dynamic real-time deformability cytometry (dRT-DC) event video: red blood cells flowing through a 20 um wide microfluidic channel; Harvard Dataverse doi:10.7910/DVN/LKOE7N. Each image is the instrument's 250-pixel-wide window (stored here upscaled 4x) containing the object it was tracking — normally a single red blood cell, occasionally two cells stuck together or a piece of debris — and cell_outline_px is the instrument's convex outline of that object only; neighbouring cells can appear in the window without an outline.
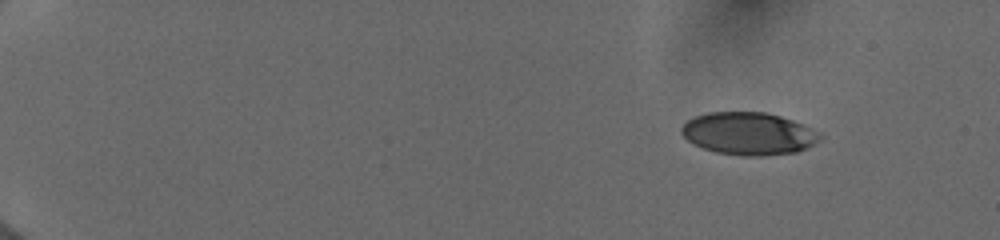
{"species": "human", "species_latin": "Homo sapiens", "temperature_condition": "cold", "stored_images_in_passage": 48, "camera_frame_rate_fps": 3000, "um_per_image_px": 0.085, "donor": {"sex": "female"}, "frame": {"image": 1, "passage_image": 1, "time_ms": 0.0, "image_size_px": [1000, 240], "cell_outline_px": [[820, 140], [796, 152], [764, 156], [740, 156], [716, 152], [704, 148], [688, 140], [680, 132], [680, 128], [688, 120], [696, 116], [708, 112], [764, 112], [780, 116], [792, 120], [808, 128], [820, 136]], "centroid_in_image_um": [63.57, 11.36], "position_along_channel_um": 21.4, "area_um2": 33.81}}
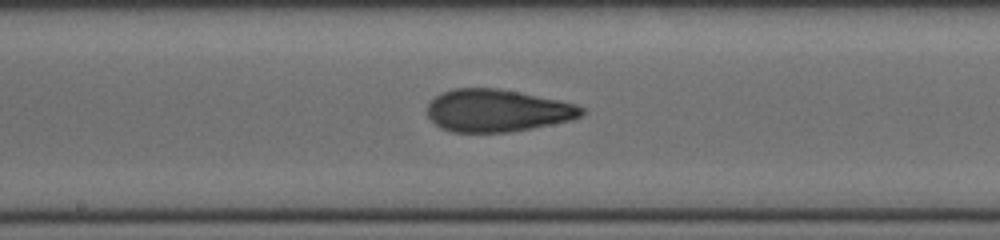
{"frame": {"image": 2, "passage_image": 26, "time_ms": 8.333, "image_size_px": [1000, 240], "cell_outline_px": [[584, 112], [580, 116], [572, 120], [532, 128], [508, 132], [452, 132], [440, 128], [428, 116], [428, 104], [436, 96], [452, 88], [500, 88], [560, 100], [576, 104], [584, 108]], "centroid_in_image_um": [42.28, 9.39], "position_along_channel_um": 205.9, "area_um2": 38.15}}
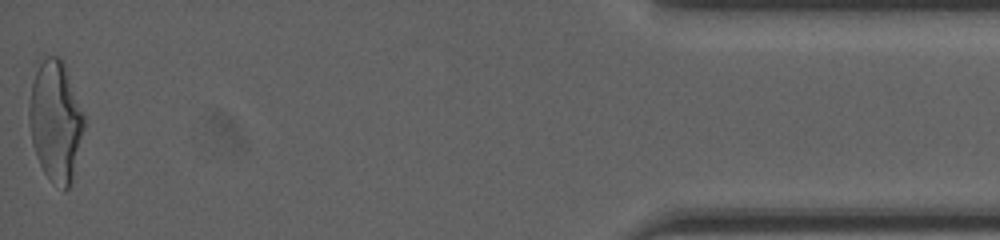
{"frame": {"image": 3, "passage_image": 48, "time_ms": 15.667, "image_size_px": [1000, 240], "cell_outline_px": [[84, 128], [72, 180], [68, 188], [64, 192], [44, 172], [36, 156], [32, 144], [28, 124], [28, 104], [32, 80], [36, 60], [44, 56], [60, 56], [64, 60], [84, 116]], "centroid_in_image_um": [4.68, 10.2], "position_along_channel_um": 430.5, "area_um2": 39.25}, "authors_computed_cell_mechanics": {"area_um2": 37.2521, "velocity_mm_per_s": 4.0033, "shape_relaxation_time_tau1_ms": 4.5345, "shape_relaxation_time_tau2_ms": 1.3317, "deformation_change_tau1": 0.1838, "deformation_change_tau2": 0.0862}}